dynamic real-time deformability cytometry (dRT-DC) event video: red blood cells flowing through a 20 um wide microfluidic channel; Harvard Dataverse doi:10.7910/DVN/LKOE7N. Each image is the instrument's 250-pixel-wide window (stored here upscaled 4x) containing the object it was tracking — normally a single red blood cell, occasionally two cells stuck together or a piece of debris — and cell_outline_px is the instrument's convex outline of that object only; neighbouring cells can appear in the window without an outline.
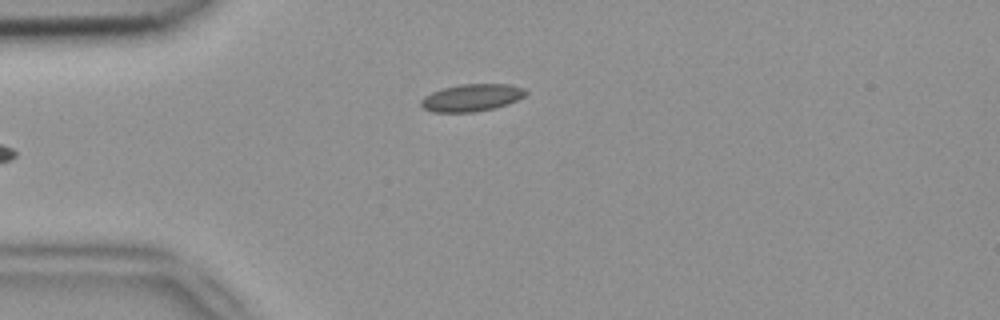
{"species": "common noctule bat (a hibernating species)", "species_latin": "Nyctalus noctula", "temperature_condition": "room temperature", "stored_images_in_passage": 5, "camera_frame_rate_fps": 3000, "um_per_image_px": 0.085, "animal": {"sex": "female", "body_mass_g": 18.4}, "frame": {"image": 1, "passage_image": 5, "time_ms": 1.333, "image_size_px": [1000, 320], "cell_outline_px": [[528, 92], [524, 96], [508, 104], [492, 108], [472, 112], [432, 112], [424, 108], [420, 104], [420, 100], [424, 96], [440, 88], [460, 84], [508, 84], [524, 88]], "centroid_in_image_um": [40.06, 8.29], "position_along_channel_um": 44.9, "area_um2": 16.65}}